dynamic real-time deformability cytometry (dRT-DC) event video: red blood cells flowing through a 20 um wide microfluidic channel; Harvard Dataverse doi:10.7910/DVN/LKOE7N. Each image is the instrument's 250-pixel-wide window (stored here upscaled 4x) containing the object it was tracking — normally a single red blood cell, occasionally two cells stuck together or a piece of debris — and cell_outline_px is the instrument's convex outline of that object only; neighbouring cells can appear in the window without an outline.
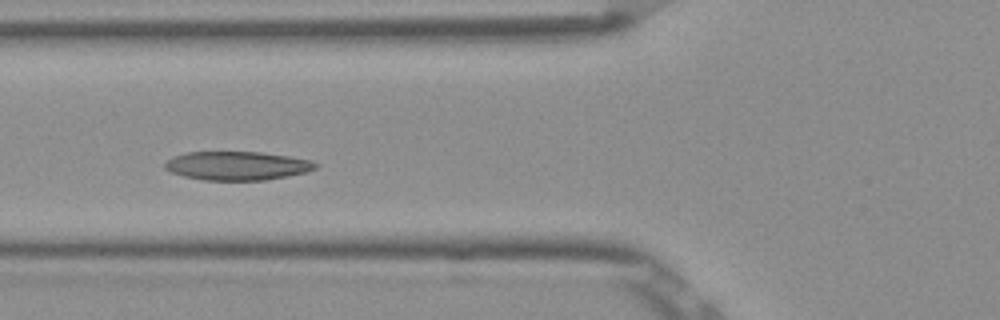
{"species": "Egyptian fruit bat (a non-hibernating species)", "species_latin": "Rousettus aegyptiacus", "temperature_condition": "room temperature", "stored_images_in_passage": 6, "camera_frame_rate_fps": 3000, "um_per_image_px": 0.085, "frame": {"image": 1, "passage_image": 5, "time_ms": 1.333, "image_size_px": [1000, 320], "cell_outline_px": [[320, 164], [316, 168], [304, 172], [288, 176], [264, 180], [204, 180], [184, 176], [172, 172], [164, 168], [164, 164], [172, 156], [184, 152], [260, 152], [288, 156], [312, 160]], "centroid_in_image_um": [20.15, 14.08], "position_along_channel_um": 105.6, "area_um2": 25.2}}
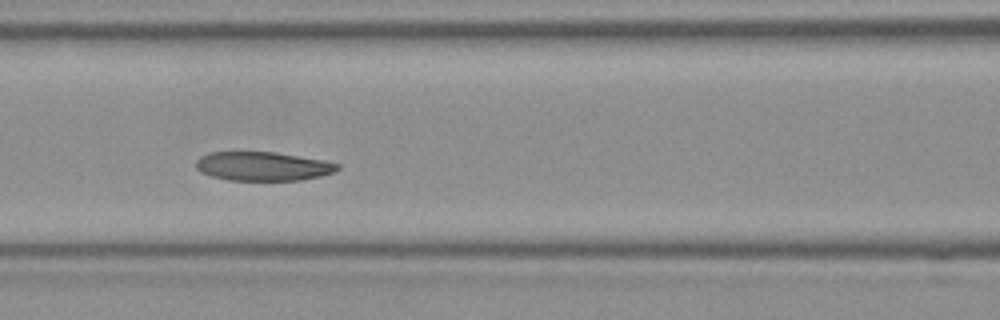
{"frame": {"image": 2, "passage_image": 6, "time_ms": 1.667, "image_size_px": [1000, 320], "cell_outline_px": [[340, 168], [332, 172], [320, 176], [300, 180], [228, 180], [212, 176], [200, 172], [196, 168], [196, 160], [200, 156], [208, 152], [276, 152], [324, 160], [340, 164]], "centroid_in_image_um": [22.32, 14.12], "position_along_channel_um": 144.3, "area_um2": 23.87}}